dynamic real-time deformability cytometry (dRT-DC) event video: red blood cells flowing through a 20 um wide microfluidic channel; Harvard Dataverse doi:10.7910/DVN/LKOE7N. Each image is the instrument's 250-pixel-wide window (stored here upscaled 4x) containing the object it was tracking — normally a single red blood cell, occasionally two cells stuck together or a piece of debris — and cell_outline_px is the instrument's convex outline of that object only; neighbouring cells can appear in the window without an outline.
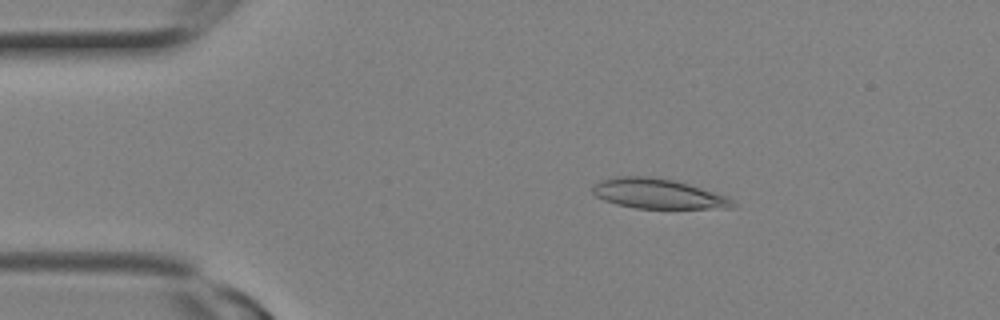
{"species": "Egyptian fruit bat (a non-hibernating species)", "species_latin": "Rousettus aegyptiacus", "temperature_condition": "room temperature", "stored_images_in_passage": 11, "camera_frame_rate_fps": 3000, "um_per_image_px": 0.085, "animal": {"sex": "female"}, "frame": {"image": 1, "passage_image": 4, "time_ms": 1.0, "image_size_px": [1000, 320], "cell_outline_px": [[712, 196], [700, 208], [644, 208], [624, 204], [612, 200], [616, 180], [660, 180], [680, 184], [704, 192]], "centroid_in_image_um": [55.94, 16.54], "position_along_channel_um": 29.1, "area_um2": 16.13}}
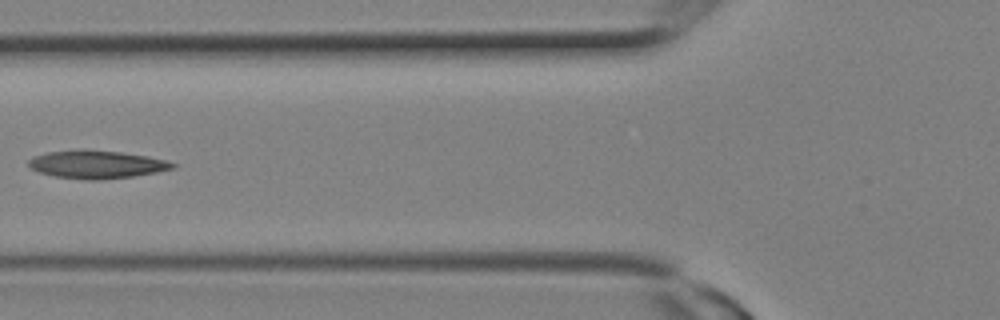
{"frame": {"image": 2, "passage_image": 9, "time_ms": 2.667, "image_size_px": [1000, 320], "cell_outline_px": [[168, 164], [164, 168], [124, 176], [64, 176], [48, 172], [36, 168], [32, 164], [36, 160], [44, 156], [60, 152], [108, 152], [136, 156], [156, 160]], "centroid_in_image_um": [8.17, 13.96], "position_along_channel_um": 117.6, "area_um2": 18.09}}
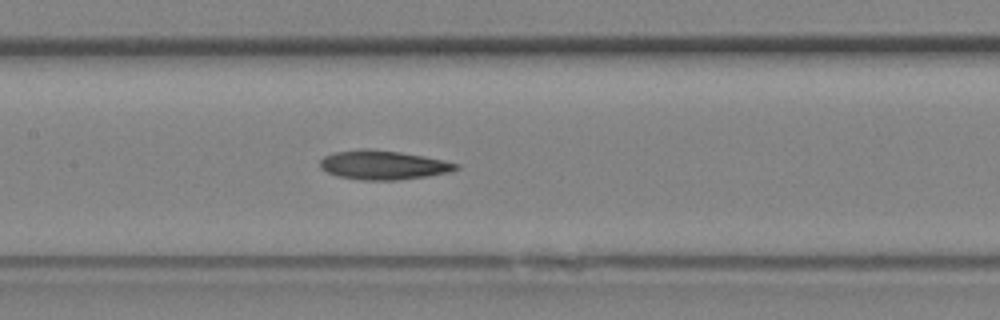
{"frame": {"image": 3, "passage_image": 11, "time_ms": 3.333, "image_size_px": [1000, 320], "cell_outline_px": [[452, 168], [436, 172], [412, 176], [352, 176], [332, 172], [324, 168], [324, 160], [332, 156], [348, 152], [388, 152], [436, 160], [452, 164]], "centroid_in_image_um": [32.51, 13.99], "position_along_channel_um": 174.9, "area_um2": 17.4}}